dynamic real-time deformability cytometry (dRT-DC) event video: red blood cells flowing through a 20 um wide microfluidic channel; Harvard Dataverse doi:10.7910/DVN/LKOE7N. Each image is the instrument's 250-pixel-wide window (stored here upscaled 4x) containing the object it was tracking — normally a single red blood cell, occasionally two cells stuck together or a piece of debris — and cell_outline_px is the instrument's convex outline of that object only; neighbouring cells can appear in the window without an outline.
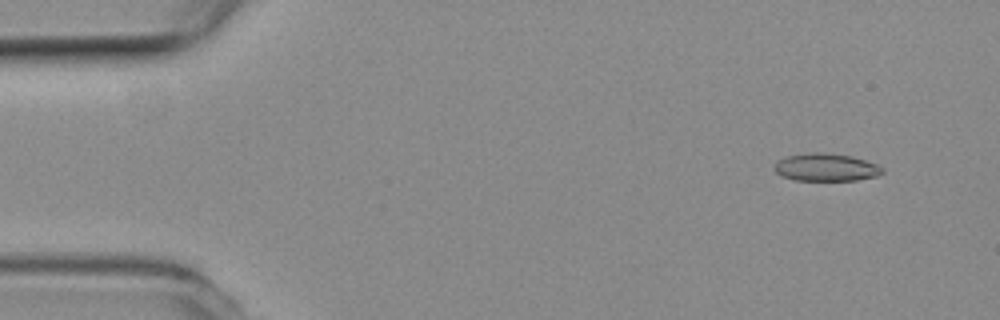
{"species": "common noctule bat (a hibernating species)", "species_latin": "Nyctalus noctula", "temperature_condition": "room temperature", "stored_images_in_passage": 7, "camera_frame_rate_fps": 3000, "um_per_image_px": 0.085, "animal": {"sex": "female", "body_mass_g": 19.3, "forearm_length_mm": 54.1}, "frame": {"image": 1, "passage_image": 4, "time_ms": 1.0, "image_size_px": [1000, 320], "cell_outline_px": [[884, 172], [876, 176], [856, 180], [796, 180], [784, 176], [776, 172], [772, 168], [784, 156], [808, 152], [820, 152], [852, 156], [876, 164], [884, 168]], "centroid_in_image_um": [70.21, 14.21], "position_along_channel_um": 14.8, "area_um2": 17.34}}